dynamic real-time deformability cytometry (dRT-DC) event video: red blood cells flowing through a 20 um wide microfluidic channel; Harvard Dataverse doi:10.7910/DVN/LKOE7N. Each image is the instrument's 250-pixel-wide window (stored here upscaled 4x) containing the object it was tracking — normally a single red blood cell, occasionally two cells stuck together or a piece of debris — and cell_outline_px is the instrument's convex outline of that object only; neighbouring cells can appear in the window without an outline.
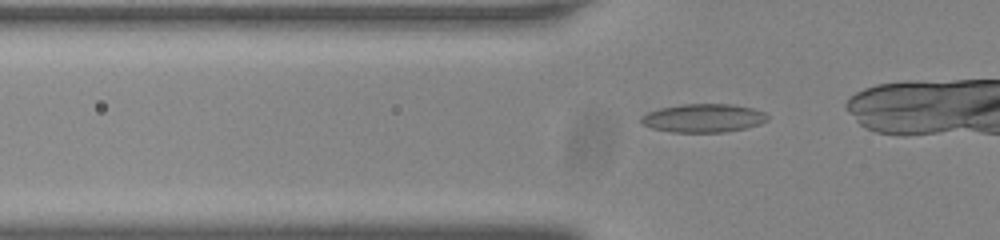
{"species": "common noctule bat (a hibernating species)", "species_latin": "Nyctalus noctula", "temperature_condition": "room temperature", "stored_images_in_passage": 24, "camera_frame_rate_fps": 3000, "um_per_image_px": 0.085, "animal": {"sex": "male", "body_mass_g": 20.0, "forearm_length_mm": 53.3}, "frame": {"image": 1, "passage_image": 11, "time_ms": 3.333, "image_size_px": [1000, 240], "cell_outline_px": [[768, 120], [760, 124], [744, 128], [724, 132], [672, 132], [652, 128], [640, 124], [640, 116], [648, 112], [660, 108], [680, 104], [732, 104], [752, 108], [764, 112], [768, 116]], "centroid_in_image_um": [59.75, 10.03], "position_along_channel_um": 66.0, "area_um2": 21.04}}
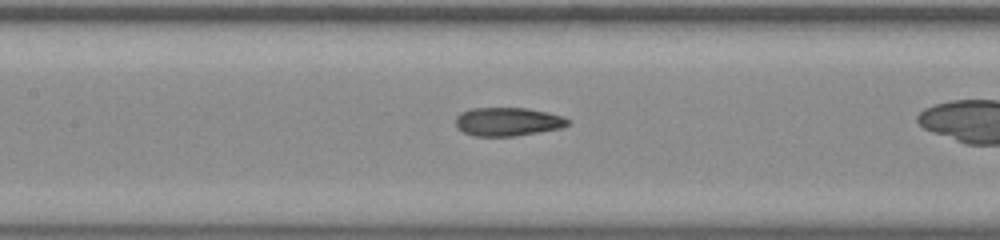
{"frame": {"image": 2, "passage_image": 19, "time_ms": 6.0, "image_size_px": [1000, 240], "cell_outline_px": [[572, 120], [568, 124], [560, 128], [512, 136], [476, 136], [464, 132], [456, 124], [456, 116], [460, 112], [472, 108], [528, 108], [548, 112], [564, 116]], "centroid_in_image_um": [43.18, 10.32], "position_along_channel_um": 164.2, "area_um2": 18.55}}
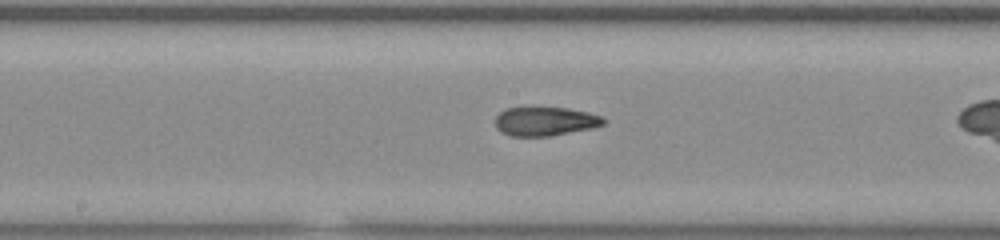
{"frame": {"image": 3, "passage_image": 22, "time_ms": 7.0, "image_size_px": [1000, 240], "cell_outline_px": [[608, 120], [604, 124], [592, 128], [548, 136], [508, 136], [500, 132], [496, 128], [496, 116], [504, 108], [568, 108], [588, 112], [604, 116]], "centroid_in_image_um": [46.35, 10.31], "position_along_channel_um": 201.8, "area_um2": 18.32}}